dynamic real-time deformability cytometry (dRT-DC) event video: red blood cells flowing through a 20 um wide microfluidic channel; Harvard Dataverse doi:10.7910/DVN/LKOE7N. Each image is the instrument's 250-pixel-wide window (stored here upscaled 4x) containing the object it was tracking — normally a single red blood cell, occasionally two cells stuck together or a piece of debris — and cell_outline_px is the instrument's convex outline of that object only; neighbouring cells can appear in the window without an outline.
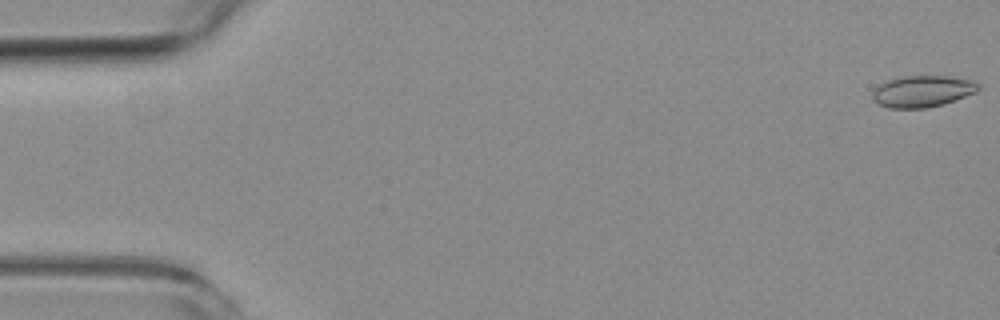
{"species": "common noctule bat (a hibernating species)", "species_latin": "Nyctalus noctula", "temperature_condition": "room temperature", "stored_images_in_passage": 4, "segment_of_instrument_passage": [2, 2], "camera_frame_rate_fps": 3000, "um_per_image_px": 0.085, "animal": {"sex": "female", "body_mass_g": 19.3, "forearm_length_mm": 54.1}, "frame": {"image": 1, "passage_image": 4, "time_ms": 3.667, "image_size_px": [1000, 320], "cell_outline_px": [[980, 88], [976, 92], [944, 104], [924, 108], [888, 108], [872, 100], [872, 92], [880, 84], [904, 76], [944, 76], [972, 80], [980, 84]], "centroid_in_image_um": [78.42, 7.77], "position_along_channel_um": 6.6, "area_um2": 19.25}}